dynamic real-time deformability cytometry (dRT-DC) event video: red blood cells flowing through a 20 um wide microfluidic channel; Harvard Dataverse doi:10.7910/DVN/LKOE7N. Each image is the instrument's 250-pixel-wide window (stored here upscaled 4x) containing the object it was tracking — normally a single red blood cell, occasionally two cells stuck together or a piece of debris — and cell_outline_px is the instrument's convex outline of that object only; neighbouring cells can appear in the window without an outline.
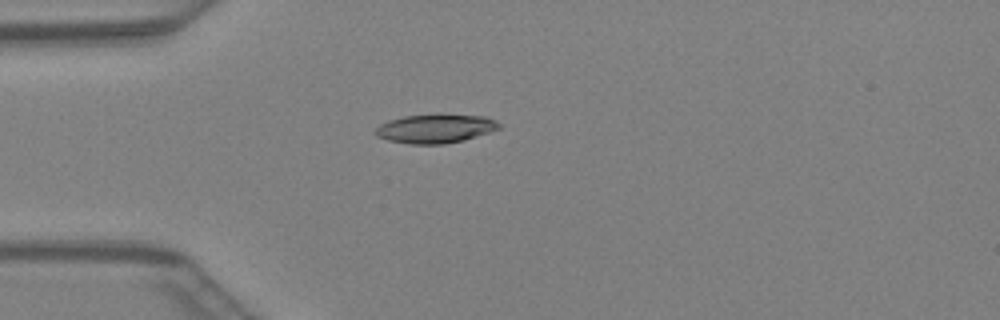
{"species": "Egyptian fruit bat (a non-hibernating species)", "species_latin": "Rousettus aegyptiacus", "temperature_condition": "warm", "stored_images_in_passage": 45, "camera_frame_rate_fps": 3000, "um_per_image_px": 0.085, "animal": {"sex": "female"}, "frame": {"image": 1, "passage_image": 13, "time_ms": 4.0, "image_size_px": [1000, 320], "cell_outline_px": [[500, 128], [464, 140], [444, 144], [412, 144], [388, 140], [376, 136], [376, 128], [380, 124], [388, 120], [404, 116], [440, 112], [484, 116], [496, 120], [500, 124]], "centroid_in_image_um": [37.02, 10.89], "position_along_channel_um": 48.0, "area_um2": 21.27}}
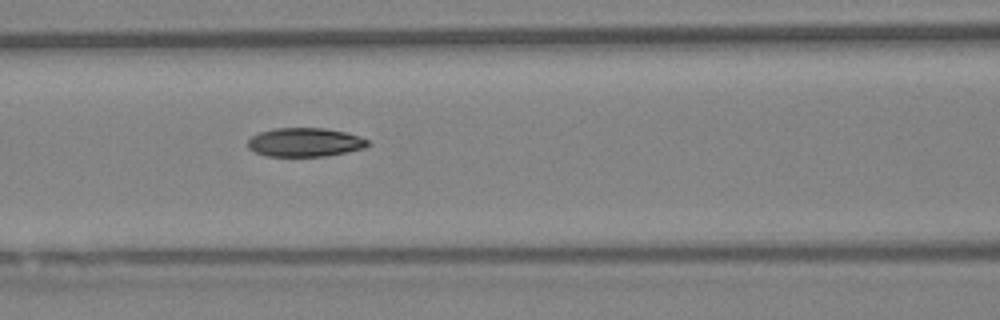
{"frame": {"image": 2, "passage_image": 20, "time_ms": 6.333, "image_size_px": [1000, 320], "cell_outline_px": [[372, 144], [364, 148], [348, 152], [324, 156], [264, 156], [248, 148], [248, 140], [252, 136], [260, 132], [276, 128], [324, 128], [344, 132], [360, 136], [368, 140]], "centroid_in_image_um": [25.94, 12.1], "position_along_channel_um": 140.7, "area_um2": 20.17}}
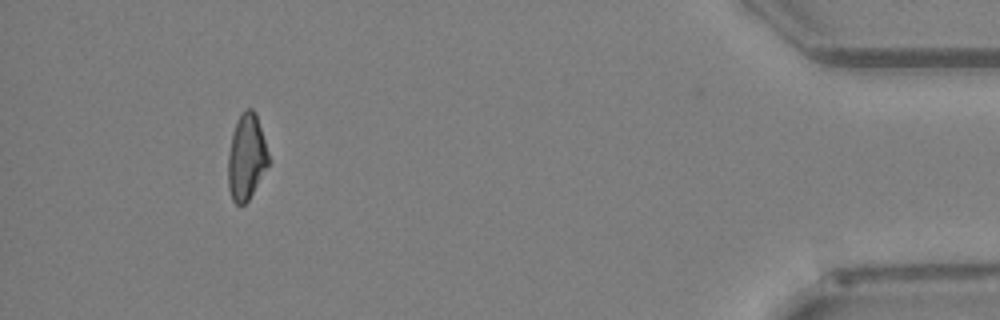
{"frame": {"image": 3, "passage_image": 42, "time_ms": 13.667, "image_size_px": [1000, 320], "cell_outline_px": [[272, 160], [248, 200], [244, 204], [236, 204], [232, 200], [228, 188], [228, 152], [232, 132], [236, 120], [240, 112], [244, 108], [252, 108], [256, 112]], "centroid_in_image_um": [20.97, 13.3], "position_along_channel_um": 414.2, "area_um2": 20.87}}